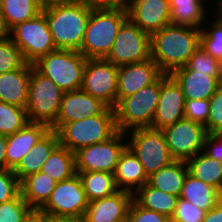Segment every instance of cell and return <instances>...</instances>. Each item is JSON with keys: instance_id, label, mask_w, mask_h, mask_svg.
Masks as SVG:
<instances>
[{"instance_id": "obj_1", "label": "cell", "mask_w": 222, "mask_h": 222, "mask_svg": "<svg viewBox=\"0 0 222 222\" xmlns=\"http://www.w3.org/2000/svg\"><path fill=\"white\" fill-rule=\"evenodd\" d=\"M201 29L169 24L150 35V56L163 74L186 66L200 45Z\"/></svg>"}, {"instance_id": "obj_2", "label": "cell", "mask_w": 222, "mask_h": 222, "mask_svg": "<svg viewBox=\"0 0 222 222\" xmlns=\"http://www.w3.org/2000/svg\"><path fill=\"white\" fill-rule=\"evenodd\" d=\"M92 8L87 0H64L42 8L56 49L81 53V44Z\"/></svg>"}, {"instance_id": "obj_3", "label": "cell", "mask_w": 222, "mask_h": 222, "mask_svg": "<svg viewBox=\"0 0 222 222\" xmlns=\"http://www.w3.org/2000/svg\"><path fill=\"white\" fill-rule=\"evenodd\" d=\"M127 19L126 9L93 7L81 44V53L85 58L105 59L113 46L119 28Z\"/></svg>"}, {"instance_id": "obj_4", "label": "cell", "mask_w": 222, "mask_h": 222, "mask_svg": "<svg viewBox=\"0 0 222 222\" xmlns=\"http://www.w3.org/2000/svg\"><path fill=\"white\" fill-rule=\"evenodd\" d=\"M56 132L60 145L73 153L80 148L104 142L118 132L114 108L107 107L97 116L63 123Z\"/></svg>"}, {"instance_id": "obj_5", "label": "cell", "mask_w": 222, "mask_h": 222, "mask_svg": "<svg viewBox=\"0 0 222 222\" xmlns=\"http://www.w3.org/2000/svg\"><path fill=\"white\" fill-rule=\"evenodd\" d=\"M85 56L79 51L57 49L39 58L33 67L64 92L81 89Z\"/></svg>"}, {"instance_id": "obj_6", "label": "cell", "mask_w": 222, "mask_h": 222, "mask_svg": "<svg viewBox=\"0 0 222 222\" xmlns=\"http://www.w3.org/2000/svg\"><path fill=\"white\" fill-rule=\"evenodd\" d=\"M160 94V77L137 93L120 99L114 107L118 131L151 127Z\"/></svg>"}, {"instance_id": "obj_7", "label": "cell", "mask_w": 222, "mask_h": 222, "mask_svg": "<svg viewBox=\"0 0 222 222\" xmlns=\"http://www.w3.org/2000/svg\"><path fill=\"white\" fill-rule=\"evenodd\" d=\"M64 91L31 64L27 116L29 122L43 123L50 128L56 123Z\"/></svg>"}, {"instance_id": "obj_8", "label": "cell", "mask_w": 222, "mask_h": 222, "mask_svg": "<svg viewBox=\"0 0 222 222\" xmlns=\"http://www.w3.org/2000/svg\"><path fill=\"white\" fill-rule=\"evenodd\" d=\"M129 131V134L125 132V135H129L126 137L129 138L127 146L142 164L147 177L175 161L162 130L145 127Z\"/></svg>"}, {"instance_id": "obj_9", "label": "cell", "mask_w": 222, "mask_h": 222, "mask_svg": "<svg viewBox=\"0 0 222 222\" xmlns=\"http://www.w3.org/2000/svg\"><path fill=\"white\" fill-rule=\"evenodd\" d=\"M9 38L20 49L26 63L33 64L42 56L57 50L43 12L12 27Z\"/></svg>"}, {"instance_id": "obj_10", "label": "cell", "mask_w": 222, "mask_h": 222, "mask_svg": "<svg viewBox=\"0 0 222 222\" xmlns=\"http://www.w3.org/2000/svg\"><path fill=\"white\" fill-rule=\"evenodd\" d=\"M89 201L78 174L57 182L47 203L40 212L47 218L83 219Z\"/></svg>"}, {"instance_id": "obj_11", "label": "cell", "mask_w": 222, "mask_h": 222, "mask_svg": "<svg viewBox=\"0 0 222 222\" xmlns=\"http://www.w3.org/2000/svg\"><path fill=\"white\" fill-rule=\"evenodd\" d=\"M125 139V132L118 131L104 142L80 148L75 152L76 172L114 173L119 158L127 147Z\"/></svg>"}, {"instance_id": "obj_12", "label": "cell", "mask_w": 222, "mask_h": 222, "mask_svg": "<svg viewBox=\"0 0 222 222\" xmlns=\"http://www.w3.org/2000/svg\"><path fill=\"white\" fill-rule=\"evenodd\" d=\"M150 58V35L127 19L119 28L105 59L115 66H121L143 62Z\"/></svg>"}, {"instance_id": "obj_13", "label": "cell", "mask_w": 222, "mask_h": 222, "mask_svg": "<svg viewBox=\"0 0 222 222\" xmlns=\"http://www.w3.org/2000/svg\"><path fill=\"white\" fill-rule=\"evenodd\" d=\"M118 66L106 59H87L81 89L108 107L117 104Z\"/></svg>"}, {"instance_id": "obj_14", "label": "cell", "mask_w": 222, "mask_h": 222, "mask_svg": "<svg viewBox=\"0 0 222 222\" xmlns=\"http://www.w3.org/2000/svg\"><path fill=\"white\" fill-rule=\"evenodd\" d=\"M170 154L176 161H188L203 151L207 135L205 126L188 119H181L162 129Z\"/></svg>"}, {"instance_id": "obj_15", "label": "cell", "mask_w": 222, "mask_h": 222, "mask_svg": "<svg viewBox=\"0 0 222 222\" xmlns=\"http://www.w3.org/2000/svg\"><path fill=\"white\" fill-rule=\"evenodd\" d=\"M186 99L181 87L168 74L160 76V94L151 128L162 130L184 119Z\"/></svg>"}, {"instance_id": "obj_16", "label": "cell", "mask_w": 222, "mask_h": 222, "mask_svg": "<svg viewBox=\"0 0 222 222\" xmlns=\"http://www.w3.org/2000/svg\"><path fill=\"white\" fill-rule=\"evenodd\" d=\"M126 10L128 19L149 35L171 24L169 0H131Z\"/></svg>"}, {"instance_id": "obj_17", "label": "cell", "mask_w": 222, "mask_h": 222, "mask_svg": "<svg viewBox=\"0 0 222 222\" xmlns=\"http://www.w3.org/2000/svg\"><path fill=\"white\" fill-rule=\"evenodd\" d=\"M107 107L100 99L89 95L82 89L64 92L59 115L51 130L56 131L63 123L97 116Z\"/></svg>"}, {"instance_id": "obj_18", "label": "cell", "mask_w": 222, "mask_h": 222, "mask_svg": "<svg viewBox=\"0 0 222 222\" xmlns=\"http://www.w3.org/2000/svg\"><path fill=\"white\" fill-rule=\"evenodd\" d=\"M162 74L151 58L139 63L118 66L117 102L154 83Z\"/></svg>"}, {"instance_id": "obj_19", "label": "cell", "mask_w": 222, "mask_h": 222, "mask_svg": "<svg viewBox=\"0 0 222 222\" xmlns=\"http://www.w3.org/2000/svg\"><path fill=\"white\" fill-rule=\"evenodd\" d=\"M133 193L118 190L110 196L90 201L84 214V222H117L127 219Z\"/></svg>"}, {"instance_id": "obj_20", "label": "cell", "mask_w": 222, "mask_h": 222, "mask_svg": "<svg viewBox=\"0 0 222 222\" xmlns=\"http://www.w3.org/2000/svg\"><path fill=\"white\" fill-rule=\"evenodd\" d=\"M50 129L43 123L28 122L16 133L7 136V169L14 170L22 158Z\"/></svg>"}, {"instance_id": "obj_21", "label": "cell", "mask_w": 222, "mask_h": 222, "mask_svg": "<svg viewBox=\"0 0 222 222\" xmlns=\"http://www.w3.org/2000/svg\"><path fill=\"white\" fill-rule=\"evenodd\" d=\"M170 76L181 87L186 100L210 99L222 85L216 77L191 70L187 66L174 70Z\"/></svg>"}, {"instance_id": "obj_22", "label": "cell", "mask_w": 222, "mask_h": 222, "mask_svg": "<svg viewBox=\"0 0 222 222\" xmlns=\"http://www.w3.org/2000/svg\"><path fill=\"white\" fill-rule=\"evenodd\" d=\"M31 64L0 74V102L26 108L28 100Z\"/></svg>"}, {"instance_id": "obj_23", "label": "cell", "mask_w": 222, "mask_h": 222, "mask_svg": "<svg viewBox=\"0 0 222 222\" xmlns=\"http://www.w3.org/2000/svg\"><path fill=\"white\" fill-rule=\"evenodd\" d=\"M60 145L57 132L49 130L25 155L13 173L21 181L23 178L37 173L49 158L50 154Z\"/></svg>"}, {"instance_id": "obj_24", "label": "cell", "mask_w": 222, "mask_h": 222, "mask_svg": "<svg viewBox=\"0 0 222 222\" xmlns=\"http://www.w3.org/2000/svg\"><path fill=\"white\" fill-rule=\"evenodd\" d=\"M113 174L117 188L131 193L148 181L142 164L128 146L122 152Z\"/></svg>"}, {"instance_id": "obj_25", "label": "cell", "mask_w": 222, "mask_h": 222, "mask_svg": "<svg viewBox=\"0 0 222 222\" xmlns=\"http://www.w3.org/2000/svg\"><path fill=\"white\" fill-rule=\"evenodd\" d=\"M57 182L42 173H33L20 181V194L34 210H40L49 200Z\"/></svg>"}, {"instance_id": "obj_26", "label": "cell", "mask_w": 222, "mask_h": 222, "mask_svg": "<svg viewBox=\"0 0 222 222\" xmlns=\"http://www.w3.org/2000/svg\"><path fill=\"white\" fill-rule=\"evenodd\" d=\"M179 198L207 212L222 199V193L187 172Z\"/></svg>"}, {"instance_id": "obj_27", "label": "cell", "mask_w": 222, "mask_h": 222, "mask_svg": "<svg viewBox=\"0 0 222 222\" xmlns=\"http://www.w3.org/2000/svg\"><path fill=\"white\" fill-rule=\"evenodd\" d=\"M169 6L171 24L201 29L208 18L204 0H169Z\"/></svg>"}, {"instance_id": "obj_28", "label": "cell", "mask_w": 222, "mask_h": 222, "mask_svg": "<svg viewBox=\"0 0 222 222\" xmlns=\"http://www.w3.org/2000/svg\"><path fill=\"white\" fill-rule=\"evenodd\" d=\"M187 172L186 162L175 160L151 174L147 184L168 194L180 196Z\"/></svg>"}, {"instance_id": "obj_29", "label": "cell", "mask_w": 222, "mask_h": 222, "mask_svg": "<svg viewBox=\"0 0 222 222\" xmlns=\"http://www.w3.org/2000/svg\"><path fill=\"white\" fill-rule=\"evenodd\" d=\"M179 196L168 194L147 183L133 193V200L141 207L171 218Z\"/></svg>"}, {"instance_id": "obj_30", "label": "cell", "mask_w": 222, "mask_h": 222, "mask_svg": "<svg viewBox=\"0 0 222 222\" xmlns=\"http://www.w3.org/2000/svg\"><path fill=\"white\" fill-rule=\"evenodd\" d=\"M188 173L222 193V162L203 151L186 161Z\"/></svg>"}, {"instance_id": "obj_31", "label": "cell", "mask_w": 222, "mask_h": 222, "mask_svg": "<svg viewBox=\"0 0 222 222\" xmlns=\"http://www.w3.org/2000/svg\"><path fill=\"white\" fill-rule=\"evenodd\" d=\"M56 182L73 177L76 173L75 153L59 145L42 165L40 170Z\"/></svg>"}, {"instance_id": "obj_32", "label": "cell", "mask_w": 222, "mask_h": 222, "mask_svg": "<svg viewBox=\"0 0 222 222\" xmlns=\"http://www.w3.org/2000/svg\"><path fill=\"white\" fill-rule=\"evenodd\" d=\"M76 173L80 177L83 190L89 202L110 196L119 190L113 173L103 171Z\"/></svg>"}, {"instance_id": "obj_33", "label": "cell", "mask_w": 222, "mask_h": 222, "mask_svg": "<svg viewBox=\"0 0 222 222\" xmlns=\"http://www.w3.org/2000/svg\"><path fill=\"white\" fill-rule=\"evenodd\" d=\"M42 12L36 0H0V13L10 30L18 23L35 18Z\"/></svg>"}, {"instance_id": "obj_34", "label": "cell", "mask_w": 222, "mask_h": 222, "mask_svg": "<svg viewBox=\"0 0 222 222\" xmlns=\"http://www.w3.org/2000/svg\"><path fill=\"white\" fill-rule=\"evenodd\" d=\"M28 122L26 108L0 102V135H12Z\"/></svg>"}, {"instance_id": "obj_35", "label": "cell", "mask_w": 222, "mask_h": 222, "mask_svg": "<svg viewBox=\"0 0 222 222\" xmlns=\"http://www.w3.org/2000/svg\"><path fill=\"white\" fill-rule=\"evenodd\" d=\"M205 23L207 26L201 28L200 46L222 64V22L214 17L212 21L207 18Z\"/></svg>"}, {"instance_id": "obj_36", "label": "cell", "mask_w": 222, "mask_h": 222, "mask_svg": "<svg viewBox=\"0 0 222 222\" xmlns=\"http://www.w3.org/2000/svg\"><path fill=\"white\" fill-rule=\"evenodd\" d=\"M186 66L194 71L208 73L209 76L216 77L222 83V64L200 45L190 56Z\"/></svg>"}, {"instance_id": "obj_37", "label": "cell", "mask_w": 222, "mask_h": 222, "mask_svg": "<svg viewBox=\"0 0 222 222\" xmlns=\"http://www.w3.org/2000/svg\"><path fill=\"white\" fill-rule=\"evenodd\" d=\"M24 63L20 49L10 38L0 41V74L16 70Z\"/></svg>"}, {"instance_id": "obj_38", "label": "cell", "mask_w": 222, "mask_h": 222, "mask_svg": "<svg viewBox=\"0 0 222 222\" xmlns=\"http://www.w3.org/2000/svg\"><path fill=\"white\" fill-rule=\"evenodd\" d=\"M32 210L19 194L15 199L0 203V222H21Z\"/></svg>"}, {"instance_id": "obj_39", "label": "cell", "mask_w": 222, "mask_h": 222, "mask_svg": "<svg viewBox=\"0 0 222 222\" xmlns=\"http://www.w3.org/2000/svg\"><path fill=\"white\" fill-rule=\"evenodd\" d=\"M209 116L204 125L209 134H219L222 131V85L209 99Z\"/></svg>"}, {"instance_id": "obj_40", "label": "cell", "mask_w": 222, "mask_h": 222, "mask_svg": "<svg viewBox=\"0 0 222 222\" xmlns=\"http://www.w3.org/2000/svg\"><path fill=\"white\" fill-rule=\"evenodd\" d=\"M206 211L189 201L178 198L171 222H203Z\"/></svg>"}, {"instance_id": "obj_41", "label": "cell", "mask_w": 222, "mask_h": 222, "mask_svg": "<svg viewBox=\"0 0 222 222\" xmlns=\"http://www.w3.org/2000/svg\"><path fill=\"white\" fill-rule=\"evenodd\" d=\"M20 194V181L10 169L0 170V203L9 202Z\"/></svg>"}, {"instance_id": "obj_42", "label": "cell", "mask_w": 222, "mask_h": 222, "mask_svg": "<svg viewBox=\"0 0 222 222\" xmlns=\"http://www.w3.org/2000/svg\"><path fill=\"white\" fill-rule=\"evenodd\" d=\"M209 106V99L186 100L184 105V117L185 119L205 125L209 116Z\"/></svg>"}, {"instance_id": "obj_43", "label": "cell", "mask_w": 222, "mask_h": 222, "mask_svg": "<svg viewBox=\"0 0 222 222\" xmlns=\"http://www.w3.org/2000/svg\"><path fill=\"white\" fill-rule=\"evenodd\" d=\"M127 221L128 222H171V219L166 215L145 209L139 206L134 200H132L128 210Z\"/></svg>"}, {"instance_id": "obj_44", "label": "cell", "mask_w": 222, "mask_h": 222, "mask_svg": "<svg viewBox=\"0 0 222 222\" xmlns=\"http://www.w3.org/2000/svg\"><path fill=\"white\" fill-rule=\"evenodd\" d=\"M203 152L222 162V136L220 134H209L205 136Z\"/></svg>"}, {"instance_id": "obj_45", "label": "cell", "mask_w": 222, "mask_h": 222, "mask_svg": "<svg viewBox=\"0 0 222 222\" xmlns=\"http://www.w3.org/2000/svg\"><path fill=\"white\" fill-rule=\"evenodd\" d=\"M93 7L127 9L131 0H87Z\"/></svg>"}, {"instance_id": "obj_46", "label": "cell", "mask_w": 222, "mask_h": 222, "mask_svg": "<svg viewBox=\"0 0 222 222\" xmlns=\"http://www.w3.org/2000/svg\"><path fill=\"white\" fill-rule=\"evenodd\" d=\"M203 222H222V199L205 213Z\"/></svg>"}, {"instance_id": "obj_47", "label": "cell", "mask_w": 222, "mask_h": 222, "mask_svg": "<svg viewBox=\"0 0 222 222\" xmlns=\"http://www.w3.org/2000/svg\"><path fill=\"white\" fill-rule=\"evenodd\" d=\"M6 149L7 136L0 135V170L7 169Z\"/></svg>"}, {"instance_id": "obj_48", "label": "cell", "mask_w": 222, "mask_h": 222, "mask_svg": "<svg viewBox=\"0 0 222 222\" xmlns=\"http://www.w3.org/2000/svg\"><path fill=\"white\" fill-rule=\"evenodd\" d=\"M21 222H44V215L40 210L32 209Z\"/></svg>"}, {"instance_id": "obj_49", "label": "cell", "mask_w": 222, "mask_h": 222, "mask_svg": "<svg viewBox=\"0 0 222 222\" xmlns=\"http://www.w3.org/2000/svg\"><path fill=\"white\" fill-rule=\"evenodd\" d=\"M9 38V29L7 28L4 18L0 13V41Z\"/></svg>"}, {"instance_id": "obj_50", "label": "cell", "mask_w": 222, "mask_h": 222, "mask_svg": "<svg viewBox=\"0 0 222 222\" xmlns=\"http://www.w3.org/2000/svg\"><path fill=\"white\" fill-rule=\"evenodd\" d=\"M44 222H84L83 219H55L44 216Z\"/></svg>"}, {"instance_id": "obj_51", "label": "cell", "mask_w": 222, "mask_h": 222, "mask_svg": "<svg viewBox=\"0 0 222 222\" xmlns=\"http://www.w3.org/2000/svg\"><path fill=\"white\" fill-rule=\"evenodd\" d=\"M64 0H36V2L42 7H47L50 5H54L55 3L62 2Z\"/></svg>"}, {"instance_id": "obj_52", "label": "cell", "mask_w": 222, "mask_h": 222, "mask_svg": "<svg viewBox=\"0 0 222 222\" xmlns=\"http://www.w3.org/2000/svg\"><path fill=\"white\" fill-rule=\"evenodd\" d=\"M217 4V8L215 7V9L217 10L216 12H214L215 17H217L221 22H222V0H218L215 1Z\"/></svg>"}, {"instance_id": "obj_53", "label": "cell", "mask_w": 222, "mask_h": 222, "mask_svg": "<svg viewBox=\"0 0 222 222\" xmlns=\"http://www.w3.org/2000/svg\"><path fill=\"white\" fill-rule=\"evenodd\" d=\"M117 222H128L127 219L119 220Z\"/></svg>"}]
</instances>
